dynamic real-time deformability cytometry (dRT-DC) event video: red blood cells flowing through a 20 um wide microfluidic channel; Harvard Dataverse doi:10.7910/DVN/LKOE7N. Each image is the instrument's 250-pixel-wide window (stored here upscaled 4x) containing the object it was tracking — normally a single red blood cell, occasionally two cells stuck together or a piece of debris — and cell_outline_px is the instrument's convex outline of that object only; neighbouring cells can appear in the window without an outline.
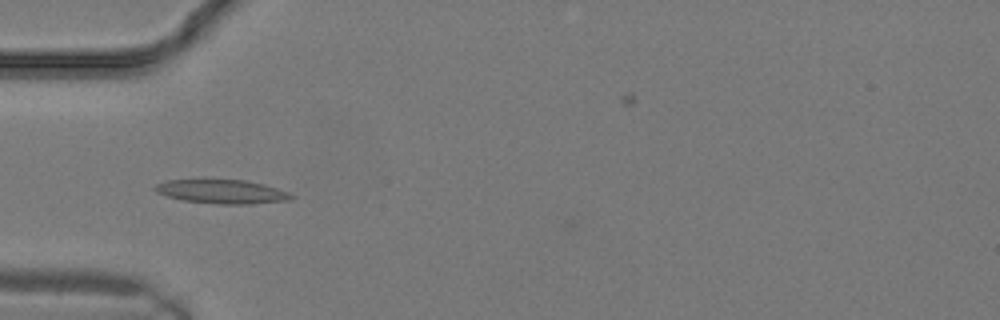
{"species": "common noctule bat (a hibernating species)", "species_latin": "Nyctalus noctula", "temperature_condition": "warm", "stored_images_in_passage": 15, "camera_frame_rate_fps": 3000, "um_per_image_px": 0.085, "animal": {"sex": "male", "body_mass_g": 19.2, "forearm_length_mm": 51.8}, "frame": {"image": 1, "passage_image": 9, "time_ms": 2.667, "image_size_px": [1000, 320], "cell_outline_px": [[296, 196], [292, 200], [248, 204], [216, 204], [184, 200], [168, 196], [156, 192], [152, 188], [156, 184], [168, 180], [204, 176], [244, 180], [264, 184], [288, 192]], "centroid_in_image_um": [18.81, 16.23], "position_along_channel_um": 66.2, "area_um2": 20.0}}
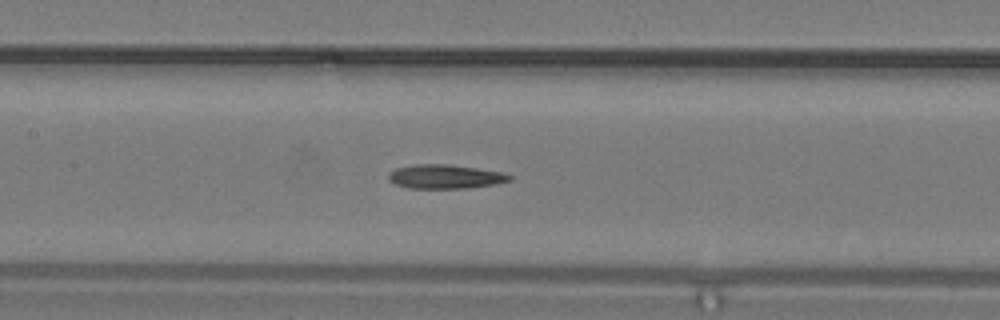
{"frame": {"image": 2, "passage_image": 13, "time_ms": 4.0, "image_size_px": [1000, 320], "cell_outline_px": [[512, 180], [496, 184], [468, 188], [408, 188], [396, 184], [388, 180], [388, 172], [396, 168], [416, 164], [448, 164], [476, 168], [500, 172], [512, 176]], "centroid_in_image_um": [37.82, 15.01], "position_along_channel_um": 169.6, "area_um2": 16.94}}
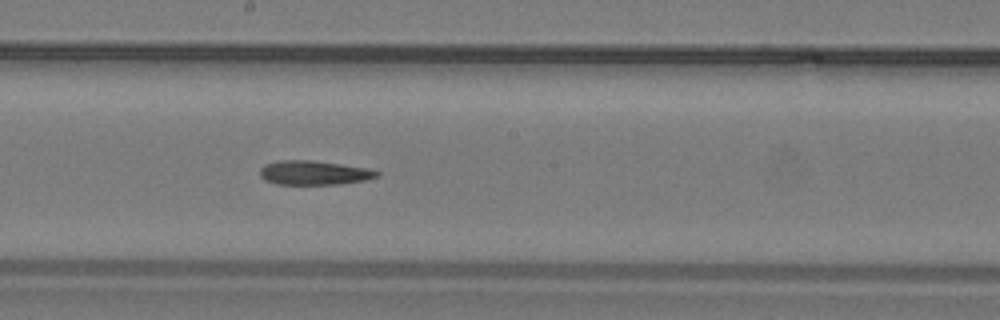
{"frame": {"image": 3, "passage_image": 15, "time_ms": 4.667, "image_size_px": [1000, 320], "cell_outline_px": [[380, 176], [364, 180], [340, 184], [280, 184], [264, 180], [260, 176], [260, 168], [264, 164], [280, 160], [312, 160], [368, 168], [380, 172]], "centroid_in_image_um": [26.68, 14.68], "position_along_channel_um": 221.5, "area_um2": 16.47}}